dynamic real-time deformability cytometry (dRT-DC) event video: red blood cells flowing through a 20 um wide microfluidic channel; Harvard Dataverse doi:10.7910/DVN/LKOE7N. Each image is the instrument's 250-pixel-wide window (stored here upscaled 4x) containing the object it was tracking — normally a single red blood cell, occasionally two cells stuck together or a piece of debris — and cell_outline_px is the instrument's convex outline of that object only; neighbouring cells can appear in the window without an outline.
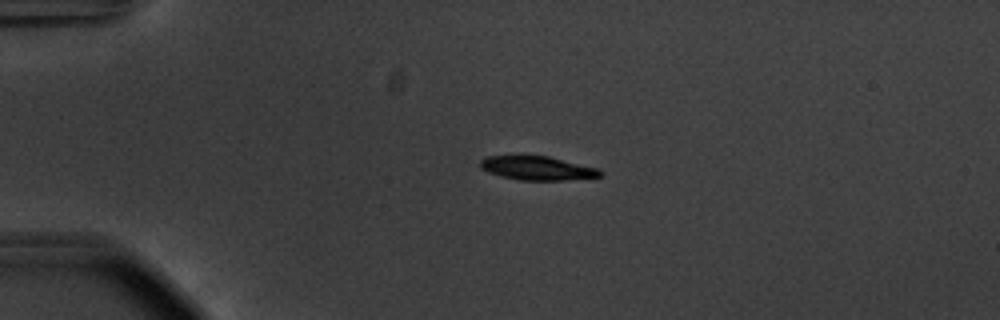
{"species": "common noctule bat (a hibernating species)", "species_latin": "Nyctalus noctula", "temperature_condition": "warm", "stored_images_in_passage": 43, "camera_frame_rate_fps": 3000, "um_per_image_px": 0.085, "animal": {"sex": "male", "body_mass_g": 20.1, "forearm_length_mm": 53.5}, "frame": {"image": 1, "passage_image": 1, "time_ms": 0.0, "image_size_px": [1000, 320], "cell_outline_px": [[604, 176], [564, 180], [520, 180], [500, 176], [488, 172], [480, 168], [480, 160], [488, 156], [548, 156], [600, 168], [604, 172]], "centroid_in_image_um": [45.72, 14.3], "position_along_channel_um": 39.3, "area_um2": 16.76}}
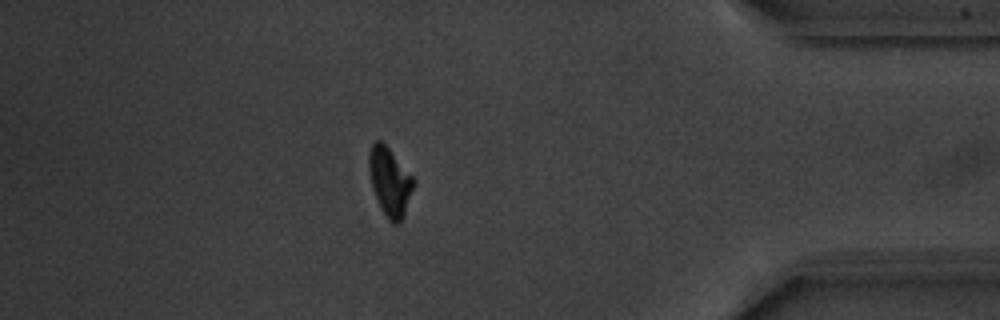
{"frame": {"image": 2, "passage_image": 36, "time_ms": 11.667, "image_size_px": [1000, 320], "cell_outline_px": [[412, 188], [404, 212], [400, 220], [396, 224], [392, 224], [388, 220], [372, 188], [368, 168], [368, 156], [372, 144], [376, 140], [380, 140], [388, 148], [412, 176]], "centroid_in_image_um": [33.08, 15.41], "position_along_channel_um": 402.1, "area_um2": 16.94}}
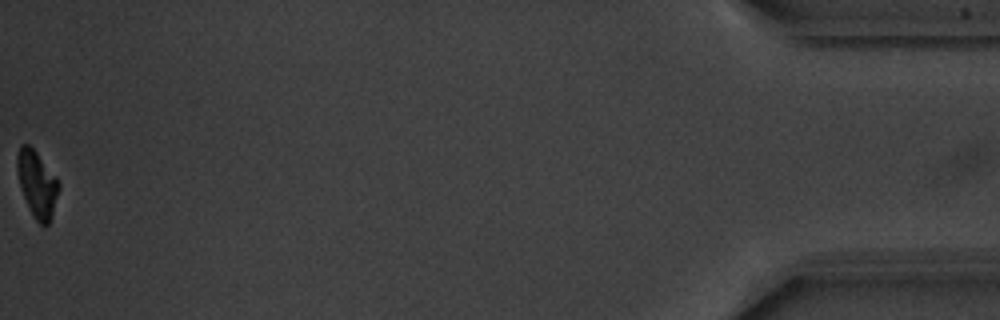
{"frame": {"image": 3, "passage_image": 43, "time_ms": 14.0, "image_size_px": [1000, 320], "cell_outline_px": [[60, 188], [48, 224], [44, 228], [36, 220], [24, 196], [20, 184], [16, 168], [16, 156], [20, 144], [28, 144], [36, 152], [56, 176], [60, 184]], "centroid_in_image_um": [3.15, 15.6], "position_along_channel_um": 432.1, "area_um2": 15.84}, "authors_computed_cell_mechanics": {"area_um2": 17.629, "velocity_mm_per_s": 3.7247, "shape_relaxation_time_tau1_ms": 1.884, "shape_relaxation_time_tau2_ms": null, "deformation_change_tau1": 0.1415, "deformation_change_tau2": null}}